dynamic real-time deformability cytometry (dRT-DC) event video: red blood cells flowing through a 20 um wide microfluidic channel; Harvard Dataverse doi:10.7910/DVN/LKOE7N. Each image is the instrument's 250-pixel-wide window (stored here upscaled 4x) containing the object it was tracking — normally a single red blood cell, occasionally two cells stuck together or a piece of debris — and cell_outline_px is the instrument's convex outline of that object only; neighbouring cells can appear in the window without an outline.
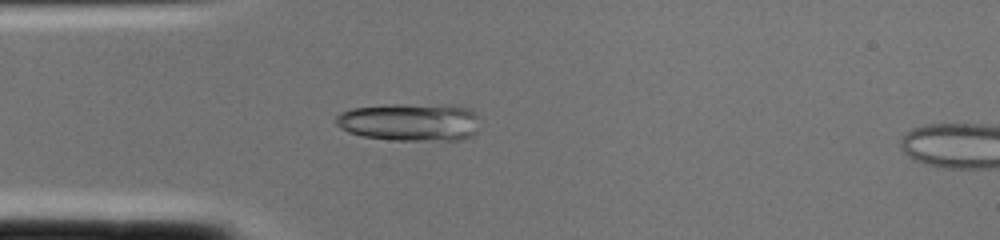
{"species": "common noctule bat (a hibernating species)", "species_latin": "Nyctalus noctula", "temperature_condition": "cold", "stored_images_in_passage": 2, "camera_frame_rate_fps": 3000, "um_per_image_px": 0.085, "animal": {"sex": "female", "body_mass_g": 22.0, "forearm_length_mm": 56.7}, "frame": {"image": 1, "passage_image": 1, "time_ms": 0.0, "image_size_px": [1000, 240], "cell_outline_px": [[476, 132], [472, 136], [460, 140], [388, 140], [364, 136], [348, 132], [340, 128], [336, 124], [336, 116], [340, 112], [352, 108], [388, 104], [452, 104], [472, 108], [476, 112]], "centroid_in_image_um": [34.86, 10.35], "position_along_channel_um": 50.1, "area_um2": 32.25}}